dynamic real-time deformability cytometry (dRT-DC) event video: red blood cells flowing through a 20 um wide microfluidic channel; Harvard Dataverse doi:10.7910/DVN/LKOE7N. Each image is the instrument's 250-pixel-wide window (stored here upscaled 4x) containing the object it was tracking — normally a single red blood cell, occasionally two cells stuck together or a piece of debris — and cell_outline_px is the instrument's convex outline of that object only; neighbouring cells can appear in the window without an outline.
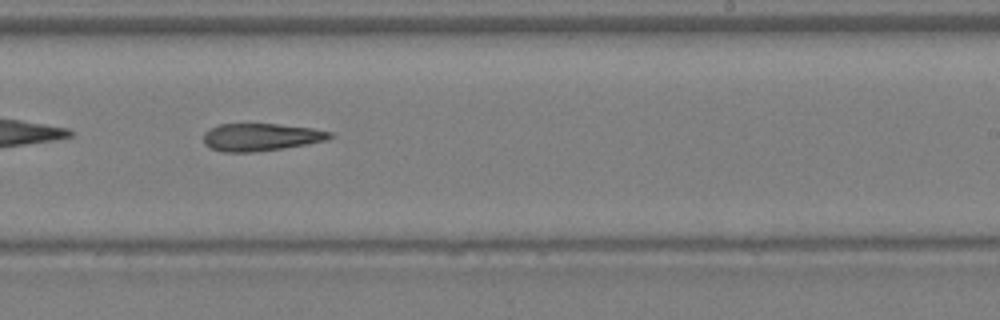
{"species": "Egyptian fruit bat (a non-hibernating species)", "species_latin": "Rousettus aegyptiacus", "temperature_condition": "warm", "stored_images_in_passage": 25, "camera_frame_rate_fps": 3000, "um_per_image_px": 0.085, "animal": {"sex": "female"}, "frame": {"image": 1, "passage_image": 11, "time_ms": 3.333, "image_size_px": [1000, 320], "cell_outline_px": [[332, 136], [324, 140], [304, 144], [280, 148], [252, 152], [224, 152], [212, 148], [204, 144], [204, 132], [208, 128], [220, 124], [276, 124], [312, 128], [332, 132]], "centroid_in_image_um": [22.11, 11.64], "position_along_channel_um": 266.9, "area_um2": 19.94}}
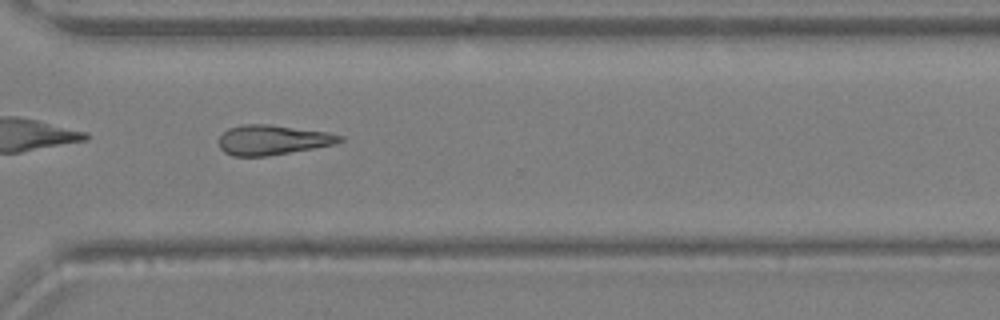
{"frame": {"image": 2, "passage_image": 15, "time_ms": 4.667, "image_size_px": [1000, 320], "cell_outline_px": [[344, 140], [336, 144], [268, 156], [232, 156], [224, 152], [220, 148], [216, 140], [228, 128], [240, 124], [268, 124], [328, 132], [344, 136]], "centroid_in_image_um": [23.15, 11.89], "position_along_channel_um": 347.5, "area_um2": 21.27}}
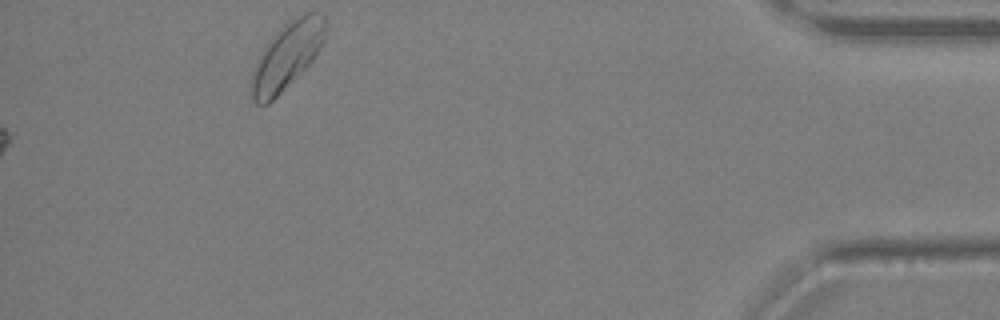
{"frame": {"image": 3, "passage_image": 25, "time_ms": 8.0, "image_size_px": [1000, 320], "cell_outline_px": [[328, 28], [324, 40], [316, 56], [268, 104], [256, 104], [252, 100], [252, 72], [256, 60], [264, 48], [280, 28], [304, 12], [324, 12], [328, 24]], "centroid_in_image_um": [24.44, 4.69], "position_along_channel_um": 410.8, "area_um2": 28.32}}